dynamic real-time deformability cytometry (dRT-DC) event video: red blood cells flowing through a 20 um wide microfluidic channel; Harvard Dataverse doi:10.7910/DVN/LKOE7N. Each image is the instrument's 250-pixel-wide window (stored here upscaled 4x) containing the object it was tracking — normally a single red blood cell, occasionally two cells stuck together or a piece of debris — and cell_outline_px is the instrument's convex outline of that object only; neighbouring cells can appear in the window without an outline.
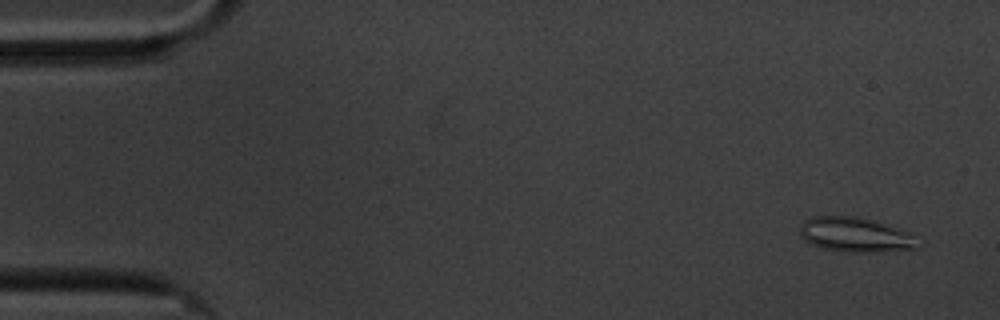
{"species": "common noctule bat (a hibernating species)", "species_latin": "Nyctalus noctula", "temperature_condition": "cold", "stored_images_in_passage": 59, "camera_frame_rate_fps": 3000, "um_per_image_px": 0.085, "animal": {"sex": "male", "body_mass_g": 20.1, "forearm_length_mm": 53.5}, "frame": {"image": 1, "passage_image": 3, "time_ms": 0.667, "image_size_px": [1000, 320], "cell_outline_px": [[916, 248], [880, 252], [848, 252], [824, 248], [812, 244], [804, 240], [800, 232], [800, 224], [804, 220], [812, 216], [856, 216], [908, 232], [916, 236]], "centroid_in_image_um": [72.65, 19.95], "position_along_channel_um": 12.4, "area_um2": 23.41}}
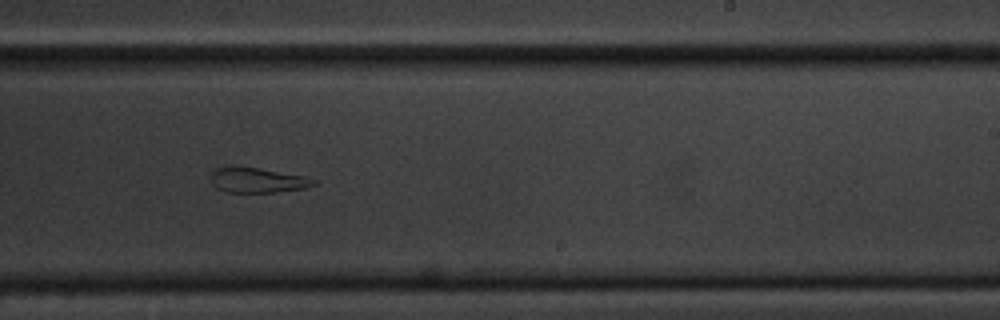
{"frame": {"image": 2, "passage_image": 36, "time_ms": 11.667, "image_size_px": [1000, 320], "cell_outline_px": [[316, 184], [304, 188], [272, 192], [228, 192], [216, 188], [212, 184], [212, 172], [216, 168], [232, 164], [304, 176], [316, 180]], "centroid_in_image_um": [21.82, 15.29], "position_along_channel_um": 267.2, "area_um2": 14.97}}
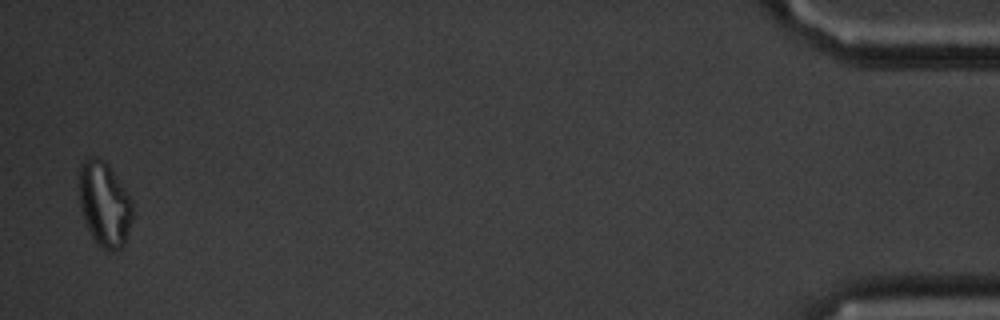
{"frame": {"image": 3, "passage_image": 58, "time_ms": 19.0, "image_size_px": [1000, 320], "cell_outline_px": [[132, 216], [124, 244], [116, 252], [108, 252], [96, 244], [88, 232], [80, 208], [80, 164], [88, 156], [96, 156], [104, 160], [108, 164], [128, 192], [132, 200]], "centroid_in_image_um": [8.87, 17.36], "position_along_channel_um": 426.3, "area_um2": 26.7}, "authors_computed_cell_mechanics": {"area_um2": 19.5942, "velocity_mm_per_s": 3.3578, "shape_relaxation_time_tau1_ms": null, "shape_relaxation_time_tau2_ms": 3.7091, "deformation_change_tau1": null, "deformation_change_tau2": 0.1373}}